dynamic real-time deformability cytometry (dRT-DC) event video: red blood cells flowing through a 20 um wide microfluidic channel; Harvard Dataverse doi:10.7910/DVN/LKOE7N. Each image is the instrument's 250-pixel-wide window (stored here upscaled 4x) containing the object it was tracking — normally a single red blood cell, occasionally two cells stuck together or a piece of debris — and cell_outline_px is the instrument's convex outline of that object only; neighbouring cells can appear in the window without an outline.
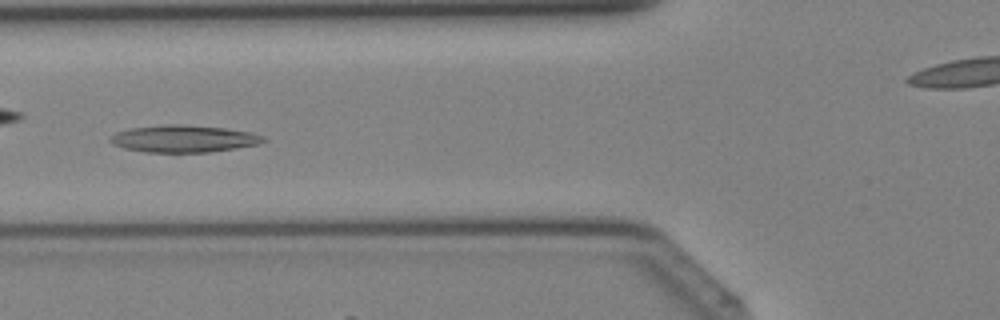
{"species": "Egyptian fruit bat (a non-hibernating species)", "species_latin": "Rousettus aegyptiacus", "temperature_condition": "cold", "stored_images_in_passage": 41, "camera_frame_rate_fps": 3000, "um_per_image_px": 0.085, "animal": {"sex": "female"}, "frame": {"image": 1, "passage_image": 15, "time_ms": 4.667, "image_size_px": [1000, 320], "cell_outline_px": [[268, 140], [260, 144], [212, 152], [144, 152], [124, 148], [112, 144], [108, 140], [116, 132], [132, 128], [164, 124], [184, 124], [224, 128], [248, 132], [264, 136]], "centroid_in_image_um": [15.62, 11.79], "position_along_channel_um": 110.2, "area_um2": 24.28}}
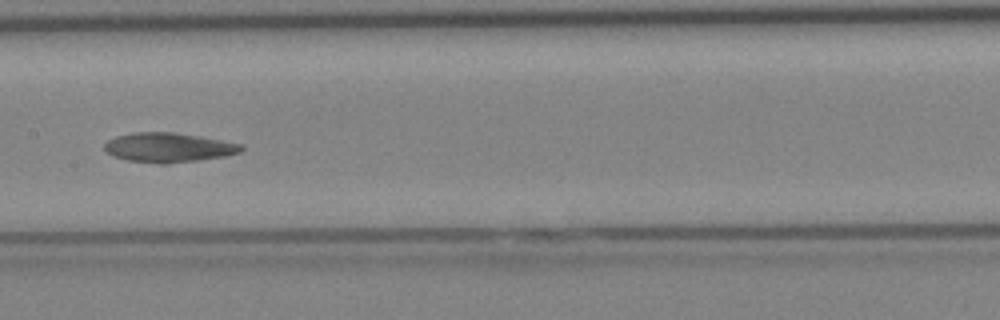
{"frame": {"image": 2, "passage_image": 20, "time_ms": 6.333, "image_size_px": [1000, 320], "cell_outline_px": [[244, 148], [240, 152], [224, 156], [168, 164], [160, 164], [128, 160], [112, 156], [104, 148], [104, 144], [108, 140], [116, 136], [132, 132], [176, 132], [200, 136], [244, 144]], "centroid_in_image_um": [14.32, 12.53], "position_along_channel_um": 193.1, "area_um2": 23.58}}
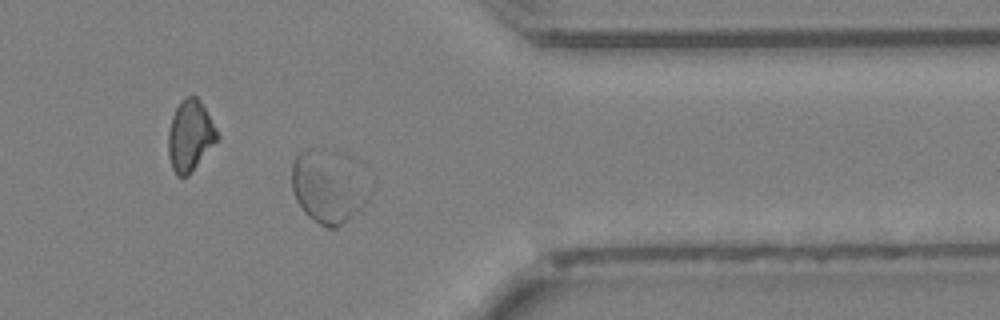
{"frame": {"image": 3, "passage_image": 32, "time_ms": 10.333, "image_size_px": [1000, 320], "cell_outline_px": [[372, 192], [368, 200], [364, 204], [336, 228], [328, 228], [320, 224], [308, 216], [304, 212], [296, 200], [292, 188], [292, 164], [296, 156], [300, 152], [308, 152]], "centroid_in_image_um": [27.67, 16.25], "position_along_channel_um": 383.7, "area_um2": 26.82}}